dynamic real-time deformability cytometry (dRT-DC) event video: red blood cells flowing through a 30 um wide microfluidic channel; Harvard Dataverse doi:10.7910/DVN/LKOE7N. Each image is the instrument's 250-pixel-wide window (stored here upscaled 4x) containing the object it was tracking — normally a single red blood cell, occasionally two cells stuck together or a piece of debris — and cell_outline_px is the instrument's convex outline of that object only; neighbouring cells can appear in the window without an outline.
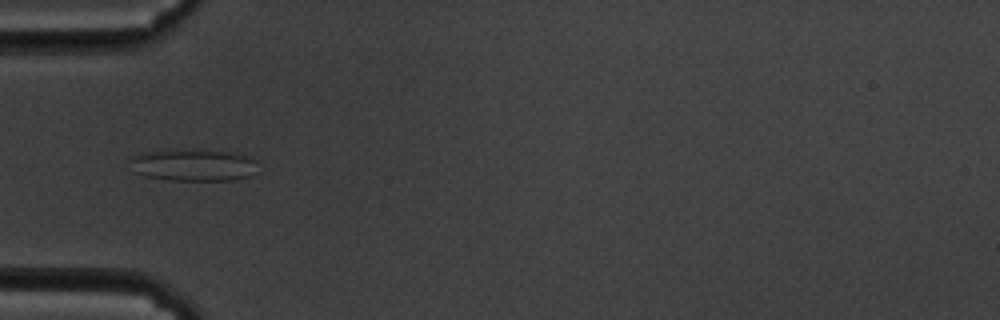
{"species": "common noctule bat (a hibernating species)", "species_latin": "Nyctalus noctula", "temperature_condition": "cold", "stored_images_in_passage": 40, "camera_frame_rate_fps": 3000, "um_per_image_px": 0.085, "animal": {"sex": "male", "body_mass_g": 19.5, "forearm_length_mm": 54.6}, "frame": {"image": 1, "passage_image": 1, "time_ms": 0.0, "image_size_px": [1000, 320], "cell_outline_px": [[252, 176], [232, 180], [172, 180], [144, 176], [136, 172], [128, 160], [132, 156], [140, 152], [164, 148], [176, 148], [228, 152], [248, 156], [252, 160]], "centroid_in_image_um": [16.29, 14.0], "position_along_channel_um": 68.7, "area_um2": 23.93}}
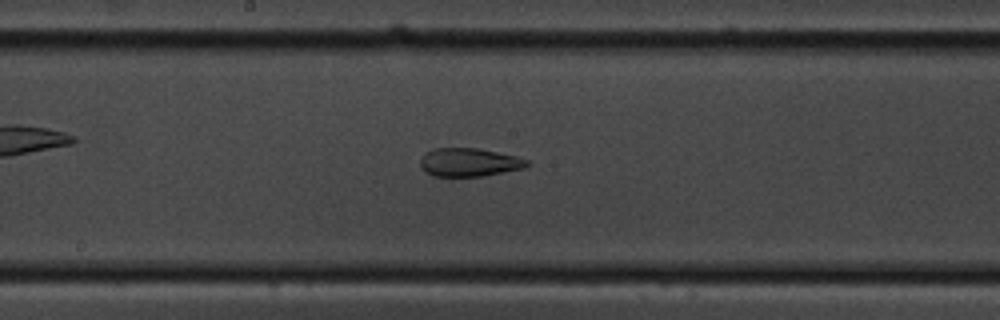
{"frame": {"image": 2, "passage_image": 13, "time_ms": 4.0, "image_size_px": [1000, 320], "cell_outline_px": [[528, 164], [524, 168], [484, 176], [432, 176], [420, 168], [420, 160], [424, 152], [436, 148], [480, 148], [516, 156], [528, 160]], "centroid_in_image_um": [39.84, 13.79], "position_along_channel_um": 208.4, "area_um2": 17.74}}
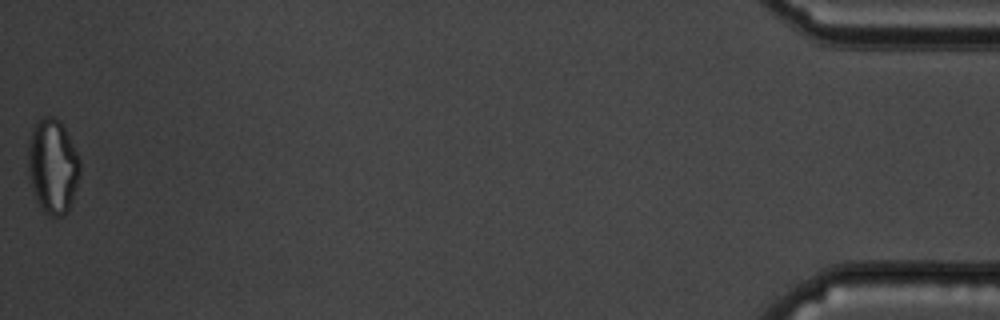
{"frame": {"image": 3, "passage_image": 40, "time_ms": 13.0, "image_size_px": [1000, 320], "cell_outline_px": [[80, 176], [68, 212], [64, 216], [52, 216], [44, 212], [36, 200], [32, 188], [28, 172], [28, 144], [32, 128], [36, 120], [44, 116], [52, 116], [60, 120], [80, 160]], "centroid_in_image_um": [4.47, 14.13], "position_along_channel_um": 430.7, "area_um2": 28.73}, "authors_computed_cell_mechanics": {"area_um2": 19.2185, "velocity_mm_per_s": 3.5015, "shape_relaxation_time_tau1_ms": null, "shape_relaxation_time_tau2_ms": 1.2989, "deformation_change_tau1": null, "deformation_change_tau2": 0.0917}}